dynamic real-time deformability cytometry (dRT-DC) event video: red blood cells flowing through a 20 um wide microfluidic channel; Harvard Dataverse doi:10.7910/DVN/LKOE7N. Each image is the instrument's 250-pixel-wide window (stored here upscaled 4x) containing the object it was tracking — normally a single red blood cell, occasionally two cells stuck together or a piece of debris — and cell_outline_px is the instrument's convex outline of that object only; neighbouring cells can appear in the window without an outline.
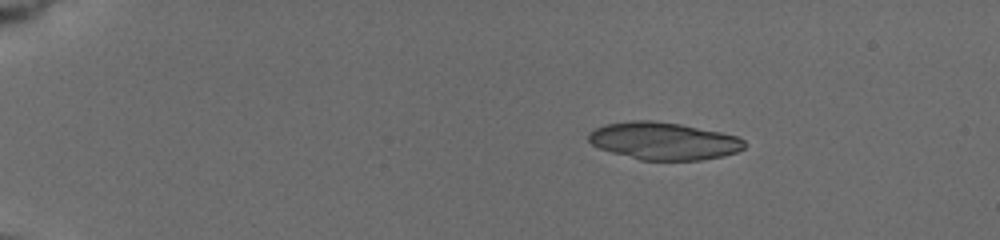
{"species": "common noctule bat (a hibernating species)", "species_latin": "Nyctalus noctula", "temperature_condition": "cold", "stored_images_in_passage": 66, "camera_frame_rate_fps": 3000, "um_per_image_px": 0.085, "animal": {"sex": "female", "body_mass_g": 19.5, "forearm_length_mm": 54.1}, "frame": {"image": 1, "passage_image": 1, "time_ms": 0.0, "image_size_px": [1000, 240], "cell_outline_px": [[744, 148], [736, 152], [724, 156], [700, 160], [640, 160], [612, 152], [600, 148], [592, 144], [588, 140], [588, 132], [604, 124], [632, 120], [652, 120], [680, 124], [720, 132], [736, 136], [744, 140]], "centroid_in_image_um": [56.39, 11.98], "position_along_channel_um": 28.6, "area_um2": 33.93}}
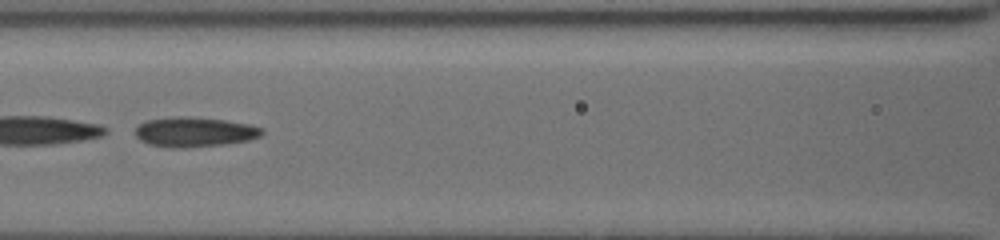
{"frame": {"image": 2, "passage_image": 24, "time_ms": 6.0, "image_size_px": [1000, 240], "cell_outline_px": [[264, 132], [260, 136], [248, 140], [224, 144], [184, 148], [172, 148], [148, 144], [140, 140], [132, 132], [140, 124], [148, 120], [180, 116], [184, 116], [224, 120], [252, 124], [264, 128]], "centroid_in_image_um": [16.54, 11.22], "position_along_channel_um": 150.1, "area_um2": 22.08}}
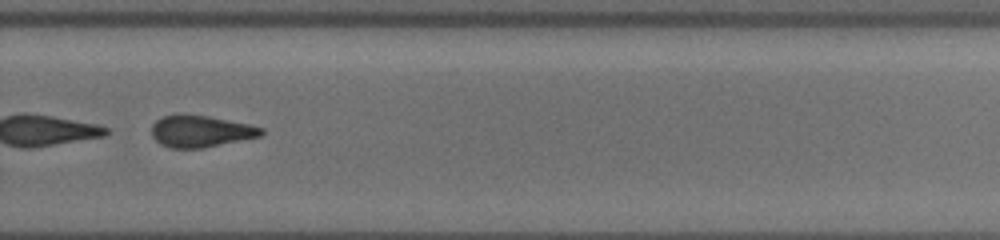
{"frame": {"image": 3, "passage_image": 44, "time_ms": 10.333, "image_size_px": [1000, 240], "cell_outline_px": [[264, 132], [260, 136], [204, 148], [168, 148], [160, 144], [152, 136], [152, 124], [160, 116], [176, 112], [180, 112], [208, 116], [248, 124], [264, 128]], "centroid_in_image_um": [16.99, 11.13], "position_along_channel_um": 312.8, "area_um2": 20.69}, "authors_computed_cell_mechanics": {"area_um2": 22.4842, "velocity_mm_per_s": 3.7701, "shape_relaxation_time_tau1_ms": 0.9769, "shape_relaxation_time_tau2_ms": 2.1789, "deformation_change_tau1": 0.2922, "deformation_change_tau2": 0.1128}}